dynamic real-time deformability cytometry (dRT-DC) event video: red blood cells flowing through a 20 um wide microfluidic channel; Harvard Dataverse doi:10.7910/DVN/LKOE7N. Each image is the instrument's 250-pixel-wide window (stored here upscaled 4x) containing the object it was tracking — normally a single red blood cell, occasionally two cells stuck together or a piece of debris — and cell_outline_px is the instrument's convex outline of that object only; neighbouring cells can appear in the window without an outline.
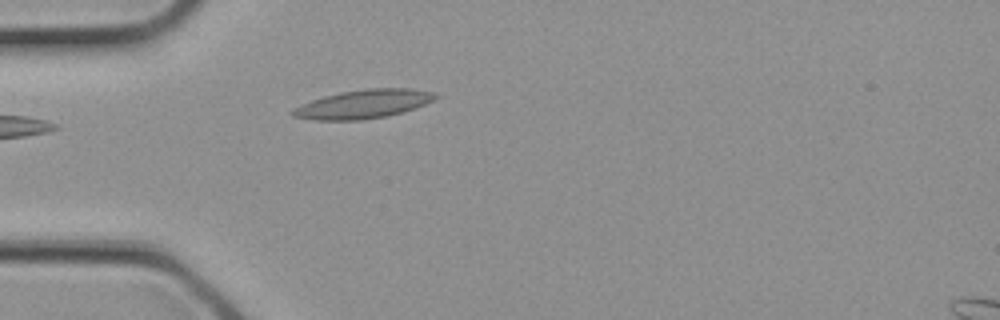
{"species": "common noctule bat (a hibernating species)", "species_latin": "Nyctalus noctula", "temperature_condition": "cold", "stored_images_in_passage": 2, "camera_frame_rate_fps": 3000, "um_per_image_px": 0.085, "animal": {"sex": "female", "body_mass_g": 21.9}, "frame": {"image": 1, "passage_image": 2, "time_ms": 0.333, "image_size_px": [1000, 320], "cell_outline_px": [[440, 96], [436, 100], [416, 108], [388, 116], [360, 120], [312, 120], [292, 116], [288, 112], [292, 108], [300, 104], [324, 96], [340, 92], [364, 88], [412, 88], [432, 92]], "centroid_in_image_um": [30.88, 8.84], "position_along_channel_um": 54.1, "area_um2": 24.28}}